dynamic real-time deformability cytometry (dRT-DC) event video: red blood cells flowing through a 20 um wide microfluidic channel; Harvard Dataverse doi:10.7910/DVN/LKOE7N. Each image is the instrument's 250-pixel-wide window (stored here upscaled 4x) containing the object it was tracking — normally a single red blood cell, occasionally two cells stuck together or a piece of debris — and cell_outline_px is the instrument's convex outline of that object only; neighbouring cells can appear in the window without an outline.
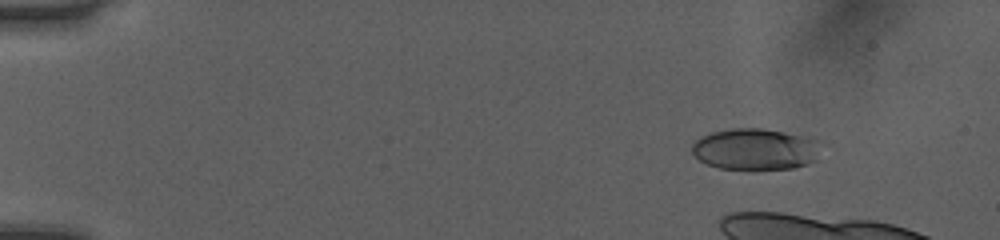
{"species": "human", "species_latin": "Homo sapiens", "temperature_condition": "room temperature", "stored_images_in_passage": 8, "camera_frame_rate_fps": 3000, "um_per_image_px": 0.085, "donor": {"sex": "female"}, "frame": {"image": 1, "passage_image": 1, "time_ms": 0.0, "image_size_px": [1000, 240], "cell_outline_px": [[824, 140], [816, 160], [808, 164], [792, 168], [720, 168], [708, 164], [700, 160], [692, 152], [692, 144], [700, 136], [712, 132], [732, 128], [760, 128], [816, 136]], "centroid_in_image_um": [64.32, 12.64], "position_along_channel_um": 20.7, "area_um2": 31.62}}